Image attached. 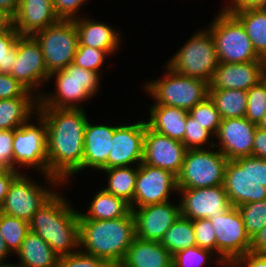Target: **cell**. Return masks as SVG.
Returning <instances> with one entry per match:
<instances>
[{
    "mask_svg": "<svg viewBox=\"0 0 266 267\" xmlns=\"http://www.w3.org/2000/svg\"><path fill=\"white\" fill-rule=\"evenodd\" d=\"M250 252L266 254V225L251 239Z\"/></svg>",
    "mask_w": 266,
    "mask_h": 267,
    "instance_id": "816d5d0a",
    "label": "cell"
},
{
    "mask_svg": "<svg viewBox=\"0 0 266 267\" xmlns=\"http://www.w3.org/2000/svg\"><path fill=\"white\" fill-rule=\"evenodd\" d=\"M88 0H53L54 9L60 20H74L80 17V8Z\"/></svg>",
    "mask_w": 266,
    "mask_h": 267,
    "instance_id": "bcb514c9",
    "label": "cell"
},
{
    "mask_svg": "<svg viewBox=\"0 0 266 267\" xmlns=\"http://www.w3.org/2000/svg\"><path fill=\"white\" fill-rule=\"evenodd\" d=\"M21 171L5 170L0 167V207L8 193V189L12 181L20 174Z\"/></svg>",
    "mask_w": 266,
    "mask_h": 267,
    "instance_id": "681fc988",
    "label": "cell"
},
{
    "mask_svg": "<svg viewBox=\"0 0 266 267\" xmlns=\"http://www.w3.org/2000/svg\"><path fill=\"white\" fill-rule=\"evenodd\" d=\"M116 126L92 125L87 122L84 131V157L82 171L85 168L97 171L107 169V159L110 153L114 129Z\"/></svg>",
    "mask_w": 266,
    "mask_h": 267,
    "instance_id": "603a6c76",
    "label": "cell"
},
{
    "mask_svg": "<svg viewBox=\"0 0 266 267\" xmlns=\"http://www.w3.org/2000/svg\"><path fill=\"white\" fill-rule=\"evenodd\" d=\"M19 0H0V8L13 17L18 9Z\"/></svg>",
    "mask_w": 266,
    "mask_h": 267,
    "instance_id": "f5cc1de1",
    "label": "cell"
},
{
    "mask_svg": "<svg viewBox=\"0 0 266 267\" xmlns=\"http://www.w3.org/2000/svg\"><path fill=\"white\" fill-rule=\"evenodd\" d=\"M33 37L41 47L50 74L73 63L79 44L74 20H60L35 33Z\"/></svg>",
    "mask_w": 266,
    "mask_h": 267,
    "instance_id": "8fae6325",
    "label": "cell"
},
{
    "mask_svg": "<svg viewBox=\"0 0 266 267\" xmlns=\"http://www.w3.org/2000/svg\"><path fill=\"white\" fill-rule=\"evenodd\" d=\"M19 36L13 25L0 31V72L9 73L16 63Z\"/></svg>",
    "mask_w": 266,
    "mask_h": 267,
    "instance_id": "8d00e7d4",
    "label": "cell"
},
{
    "mask_svg": "<svg viewBox=\"0 0 266 267\" xmlns=\"http://www.w3.org/2000/svg\"><path fill=\"white\" fill-rule=\"evenodd\" d=\"M36 124L29 121L19 128L14 129L13 138V162L16 166V171L19 167L37 168L48 181L49 186L58 187L63 185L57 178L48 175L47 166V145H46V125L43 118L37 113L33 118L36 119Z\"/></svg>",
    "mask_w": 266,
    "mask_h": 267,
    "instance_id": "9c48e42d",
    "label": "cell"
},
{
    "mask_svg": "<svg viewBox=\"0 0 266 267\" xmlns=\"http://www.w3.org/2000/svg\"><path fill=\"white\" fill-rule=\"evenodd\" d=\"M11 98H38L8 73L0 72V100Z\"/></svg>",
    "mask_w": 266,
    "mask_h": 267,
    "instance_id": "b9f144b4",
    "label": "cell"
},
{
    "mask_svg": "<svg viewBox=\"0 0 266 267\" xmlns=\"http://www.w3.org/2000/svg\"><path fill=\"white\" fill-rule=\"evenodd\" d=\"M187 149L181 170L177 175L178 189H196L223 185L226 156L219 150Z\"/></svg>",
    "mask_w": 266,
    "mask_h": 267,
    "instance_id": "30bf717a",
    "label": "cell"
},
{
    "mask_svg": "<svg viewBox=\"0 0 266 267\" xmlns=\"http://www.w3.org/2000/svg\"><path fill=\"white\" fill-rule=\"evenodd\" d=\"M162 78L150 80L144 85L154 104L177 107L186 111L191 110L198 103L208 97L209 84L207 81L179 74L167 65Z\"/></svg>",
    "mask_w": 266,
    "mask_h": 267,
    "instance_id": "8992f818",
    "label": "cell"
},
{
    "mask_svg": "<svg viewBox=\"0 0 266 267\" xmlns=\"http://www.w3.org/2000/svg\"><path fill=\"white\" fill-rule=\"evenodd\" d=\"M263 79L266 81V68H265V71H264Z\"/></svg>",
    "mask_w": 266,
    "mask_h": 267,
    "instance_id": "680465c9",
    "label": "cell"
},
{
    "mask_svg": "<svg viewBox=\"0 0 266 267\" xmlns=\"http://www.w3.org/2000/svg\"><path fill=\"white\" fill-rule=\"evenodd\" d=\"M230 267H266V254L247 252L233 262Z\"/></svg>",
    "mask_w": 266,
    "mask_h": 267,
    "instance_id": "7dc6e473",
    "label": "cell"
},
{
    "mask_svg": "<svg viewBox=\"0 0 266 267\" xmlns=\"http://www.w3.org/2000/svg\"><path fill=\"white\" fill-rule=\"evenodd\" d=\"M247 93V109L245 117L258 125L266 113V81L263 79L252 86Z\"/></svg>",
    "mask_w": 266,
    "mask_h": 267,
    "instance_id": "74e56055",
    "label": "cell"
},
{
    "mask_svg": "<svg viewBox=\"0 0 266 267\" xmlns=\"http://www.w3.org/2000/svg\"><path fill=\"white\" fill-rule=\"evenodd\" d=\"M136 237L145 241H158L181 215L180 203L177 205L167 201L164 203L131 208Z\"/></svg>",
    "mask_w": 266,
    "mask_h": 267,
    "instance_id": "d6986e66",
    "label": "cell"
},
{
    "mask_svg": "<svg viewBox=\"0 0 266 267\" xmlns=\"http://www.w3.org/2000/svg\"><path fill=\"white\" fill-rule=\"evenodd\" d=\"M250 239L266 225V199L249 202L238 207Z\"/></svg>",
    "mask_w": 266,
    "mask_h": 267,
    "instance_id": "e575fe53",
    "label": "cell"
},
{
    "mask_svg": "<svg viewBox=\"0 0 266 267\" xmlns=\"http://www.w3.org/2000/svg\"><path fill=\"white\" fill-rule=\"evenodd\" d=\"M173 190L178 191L176 175L141 162L138 165L135 193L130 207L139 208L167 202Z\"/></svg>",
    "mask_w": 266,
    "mask_h": 267,
    "instance_id": "9a60e30c",
    "label": "cell"
},
{
    "mask_svg": "<svg viewBox=\"0 0 266 267\" xmlns=\"http://www.w3.org/2000/svg\"><path fill=\"white\" fill-rule=\"evenodd\" d=\"M196 246L211 250L216 254V235L209 218L193 221Z\"/></svg>",
    "mask_w": 266,
    "mask_h": 267,
    "instance_id": "ee69618b",
    "label": "cell"
},
{
    "mask_svg": "<svg viewBox=\"0 0 266 267\" xmlns=\"http://www.w3.org/2000/svg\"><path fill=\"white\" fill-rule=\"evenodd\" d=\"M30 231L29 222L0 212V232L10 253H16Z\"/></svg>",
    "mask_w": 266,
    "mask_h": 267,
    "instance_id": "836d02e7",
    "label": "cell"
},
{
    "mask_svg": "<svg viewBox=\"0 0 266 267\" xmlns=\"http://www.w3.org/2000/svg\"><path fill=\"white\" fill-rule=\"evenodd\" d=\"M100 171H104L108 176L107 187L103 189L131 204L135 193L138 165L136 167H113Z\"/></svg>",
    "mask_w": 266,
    "mask_h": 267,
    "instance_id": "1f68e13d",
    "label": "cell"
},
{
    "mask_svg": "<svg viewBox=\"0 0 266 267\" xmlns=\"http://www.w3.org/2000/svg\"><path fill=\"white\" fill-rule=\"evenodd\" d=\"M13 138L14 130L0 131V167L5 170L16 171L13 162Z\"/></svg>",
    "mask_w": 266,
    "mask_h": 267,
    "instance_id": "f6af8a7d",
    "label": "cell"
},
{
    "mask_svg": "<svg viewBox=\"0 0 266 267\" xmlns=\"http://www.w3.org/2000/svg\"><path fill=\"white\" fill-rule=\"evenodd\" d=\"M57 267H113L106 260L77 251L59 256Z\"/></svg>",
    "mask_w": 266,
    "mask_h": 267,
    "instance_id": "7bdbcfd3",
    "label": "cell"
},
{
    "mask_svg": "<svg viewBox=\"0 0 266 267\" xmlns=\"http://www.w3.org/2000/svg\"><path fill=\"white\" fill-rule=\"evenodd\" d=\"M181 216L192 221L222 215L232 207L223 185L178 189Z\"/></svg>",
    "mask_w": 266,
    "mask_h": 267,
    "instance_id": "2e32d148",
    "label": "cell"
},
{
    "mask_svg": "<svg viewBox=\"0 0 266 267\" xmlns=\"http://www.w3.org/2000/svg\"><path fill=\"white\" fill-rule=\"evenodd\" d=\"M0 267H22L20 264H9V263H5V262H1L0 263Z\"/></svg>",
    "mask_w": 266,
    "mask_h": 267,
    "instance_id": "6f0895ef",
    "label": "cell"
},
{
    "mask_svg": "<svg viewBox=\"0 0 266 267\" xmlns=\"http://www.w3.org/2000/svg\"><path fill=\"white\" fill-rule=\"evenodd\" d=\"M208 96L213 101L222 119L245 117L247 93L245 90L209 89Z\"/></svg>",
    "mask_w": 266,
    "mask_h": 267,
    "instance_id": "4dcf8cb0",
    "label": "cell"
},
{
    "mask_svg": "<svg viewBox=\"0 0 266 267\" xmlns=\"http://www.w3.org/2000/svg\"><path fill=\"white\" fill-rule=\"evenodd\" d=\"M170 69L186 77L211 80L219 60L208 28L200 29L166 62Z\"/></svg>",
    "mask_w": 266,
    "mask_h": 267,
    "instance_id": "ba28073f",
    "label": "cell"
},
{
    "mask_svg": "<svg viewBox=\"0 0 266 267\" xmlns=\"http://www.w3.org/2000/svg\"><path fill=\"white\" fill-rule=\"evenodd\" d=\"M188 114L212 135L217 134L222 118L209 96L189 110Z\"/></svg>",
    "mask_w": 266,
    "mask_h": 267,
    "instance_id": "d590c367",
    "label": "cell"
},
{
    "mask_svg": "<svg viewBox=\"0 0 266 267\" xmlns=\"http://www.w3.org/2000/svg\"><path fill=\"white\" fill-rule=\"evenodd\" d=\"M12 25V17L0 8V31L8 29Z\"/></svg>",
    "mask_w": 266,
    "mask_h": 267,
    "instance_id": "db71d44e",
    "label": "cell"
},
{
    "mask_svg": "<svg viewBox=\"0 0 266 267\" xmlns=\"http://www.w3.org/2000/svg\"><path fill=\"white\" fill-rule=\"evenodd\" d=\"M8 74L36 96L41 95L37 90H40L41 83L48 82L50 73L45 66L41 47L33 36H19L16 63Z\"/></svg>",
    "mask_w": 266,
    "mask_h": 267,
    "instance_id": "5bb4252c",
    "label": "cell"
},
{
    "mask_svg": "<svg viewBox=\"0 0 266 267\" xmlns=\"http://www.w3.org/2000/svg\"><path fill=\"white\" fill-rule=\"evenodd\" d=\"M37 113L46 125L48 175L64 185L82 171L88 117L83 108H38Z\"/></svg>",
    "mask_w": 266,
    "mask_h": 267,
    "instance_id": "6da1fadb",
    "label": "cell"
},
{
    "mask_svg": "<svg viewBox=\"0 0 266 267\" xmlns=\"http://www.w3.org/2000/svg\"><path fill=\"white\" fill-rule=\"evenodd\" d=\"M135 238L132 210L122 218L79 219L80 251L106 260L113 267H118L122 263Z\"/></svg>",
    "mask_w": 266,
    "mask_h": 267,
    "instance_id": "7a4b0ae2",
    "label": "cell"
},
{
    "mask_svg": "<svg viewBox=\"0 0 266 267\" xmlns=\"http://www.w3.org/2000/svg\"><path fill=\"white\" fill-rule=\"evenodd\" d=\"M256 128L246 117L222 119L214 148L218 147L228 160L251 156Z\"/></svg>",
    "mask_w": 266,
    "mask_h": 267,
    "instance_id": "ffe728a7",
    "label": "cell"
},
{
    "mask_svg": "<svg viewBox=\"0 0 266 267\" xmlns=\"http://www.w3.org/2000/svg\"><path fill=\"white\" fill-rule=\"evenodd\" d=\"M107 56L110 55L105 50L90 46H78L73 64L83 69L100 73Z\"/></svg>",
    "mask_w": 266,
    "mask_h": 267,
    "instance_id": "60d3db41",
    "label": "cell"
},
{
    "mask_svg": "<svg viewBox=\"0 0 266 267\" xmlns=\"http://www.w3.org/2000/svg\"><path fill=\"white\" fill-rule=\"evenodd\" d=\"M219 62L245 63L264 60L255 51L242 23L222 9L210 23Z\"/></svg>",
    "mask_w": 266,
    "mask_h": 267,
    "instance_id": "52a82bcc",
    "label": "cell"
},
{
    "mask_svg": "<svg viewBox=\"0 0 266 267\" xmlns=\"http://www.w3.org/2000/svg\"><path fill=\"white\" fill-rule=\"evenodd\" d=\"M223 187L232 206L266 199V160L256 156L228 160Z\"/></svg>",
    "mask_w": 266,
    "mask_h": 267,
    "instance_id": "5b68a950",
    "label": "cell"
},
{
    "mask_svg": "<svg viewBox=\"0 0 266 267\" xmlns=\"http://www.w3.org/2000/svg\"><path fill=\"white\" fill-rule=\"evenodd\" d=\"M118 267H173L172 254L158 241L136 237Z\"/></svg>",
    "mask_w": 266,
    "mask_h": 267,
    "instance_id": "d4e9b609",
    "label": "cell"
},
{
    "mask_svg": "<svg viewBox=\"0 0 266 267\" xmlns=\"http://www.w3.org/2000/svg\"><path fill=\"white\" fill-rule=\"evenodd\" d=\"M38 104V98L0 100V131L14 130L30 121L31 115L37 114Z\"/></svg>",
    "mask_w": 266,
    "mask_h": 267,
    "instance_id": "83f0119b",
    "label": "cell"
},
{
    "mask_svg": "<svg viewBox=\"0 0 266 267\" xmlns=\"http://www.w3.org/2000/svg\"><path fill=\"white\" fill-rule=\"evenodd\" d=\"M11 253L7 249L5 242L3 240V237L0 232V263L4 262L7 256H9Z\"/></svg>",
    "mask_w": 266,
    "mask_h": 267,
    "instance_id": "11a10c76",
    "label": "cell"
},
{
    "mask_svg": "<svg viewBox=\"0 0 266 267\" xmlns=\"http://www.w3.org/2000/svg\"><path fill=\"white\" fill-rule=\"evenodd\" d=\"M130 211V204L124 199L102 189L94 195L88 211L79 212V219H116L125 217Z\"/></svg>",
    "mask_w": 266,
    "mask_h": 267,
    "instance_id": "f1b7e54d",
    "label": "cell"
},
{
    "mask_svg": "<svg viewBox=\"0 0 266 267\" xmlns=\"http://www.w3.org/2000/svg\"><path fill=\"white\" fill-rule=\"evenodd\" d=\"M87 18L80 16L74 19L78 32V46L98 48L105 50L109 55H113L119 49L121 40L119 31L106 23Z\"/></svg>",
    "mask_w": 266,
    "mask_h": 267,
    "instance_id": "cb8c5ba5",
    "label": "cell"
},
{
    "mask_svg": "<svg viewBox=\"0 0 266 267\" xmlns=\"http://www.w3.org/2000/svg\"><path fill=\"white\" fill-rule=\"evenodd\" d=\"M252 155L266 160V130L258 126L254 135Z\"/></svg>",
    "mask_w": 266,
    "mask_h": 267,
    "instance_id": "f907efd6",
    "label": "cell"
},
{
    "mask_svg": "<svg viewBox=\"0 0 266 267\" xmlns=\"http://www.w3.org/2000/svg\"><path fill=\"white\" fill-rule=\"evenodd\" d=\"M232 14L242 23L256 53L266 60V8L245 9Z\"/></svg>",
    "mask_w": 266,
    "mask_h": 267,
    "instance_id": "f546056e",
    "label": "cell"
},
{
    "mask_svg": "<svg viewBox=\"0 0 266 267\" xmlns=\"http://www.w3.org/2000/svg\"><path fill=\"white\" fill-rule=\"evenodd\" d=\"M145 121L134 124L116 125L111 150L107 159V169L128 167L143 162Z\"/></svg>",
    "mask_w": 266,
    "mask_h": 267,
    "instance_id": "e0dca14e",
    "label": "cell"
},
{
    "mask_svg": "<svg viewBox=\"0 0 266 267\" xmlns=\"http://www.w3.org/2000/svg\"><path fill=\"white\" fill-rule=\"evenodd\" d=\"M160 244L172 255L189 247L196 246L193 221L179 216L175 223L166 231Z\"/></svg>",
    "mask_w": 266,
    "mask_h": 267,
    "instance_id": "d6a6232c",
    "label": "cell"
},
{
    "mask_svg": "<svg viewBox=\"0 0 266 267\" xmlns=\"http://www.w3.org/2000/svg\"><path fill=\"white\" fill-rule=\"evenodd\" d=\"M68 204L62 194L56 192L29 221L30 230L49 244L58 256L80 250L79 211Z\"/></svg>",
    "mask_w": 266,
    "mask_h": 267,
    "instance_id": "3957f363",
    "label": "cell"
},
{
    "mask_svg": "<svg viewBox=\"0 0 266 267\" xmlns=\"http://www.w3.org/2000/svg\"><path fill=\"white\" fill-rule=\"evenodd\" d=\"M259 128L265 129L266 130V113L264 114L262 120L260 123L257 125Z\"/></svg>",
    "mask_w": 266,
    "mask_h": 267,
    "instance_id": "9f6ffc18",
    "label": "cell"
},
{
    "mask_svg": "<svg viewBox=\"0 0 266 267\" xmlns=\"http://www.w3.org/2000/svg\"><path fill=\"white\" fill-rule=\"evenodd\" d=\"M231 3L222 8L223 11L232 13L245 9L266 8V0H231Z\"/></svg>",
    "mask_w": 266,
    "mask_h": 267,
    "instance_id": "c3c4849f",
    "label": "cell"
},
{
    "mask_svg": "<svg viewBox=\"0 0 266 267\" xmlns=\"http://www.w3.org/2000/svg\"><path fill=\"white\" fill-rule=\"evenodd\" d=\"M211 136V139H210ZM211 140V142H210ZM182 143L187 149L204 148V144H208V148L214 147L212 134L195 121L189 114L187 115L186 129ZM203 146V147H202Z\"/></svg>",
    "mask_w": 266,
    "mask_h": 267,
    "instance_id": "ab89813d",
    "label": "cell"
},
{
    "mask_svg": "<svg viewBox=\"0 0 266 267\" xmlns=\"http://www.w3.org/2000/svg\"><path fill=\"white\" fill-rule=\"evenodd\" d=\"M209 219L216 235L218 265L229 267L238 258L250 252L251 239L246 232L238 207L232 206L222 215Z\"/></svg>",
    "mask_w": 266,
    "mask_h": 267,
    "instance_id": "7c38bea8",
    "label": "cell"
},
{
    "mask_svg": "<svg viewBox=\"0 0 266 267\" xmlns=\"http://www.w3.org/2000/svg\"><path fill=\"white\" fill-rule=\"evenodd\" d=\"M147 126L171 139L183 141L188 111L166 105L153 104Z\"/></svg>",
    "mask_w": 266,
    "mask_h": 267,
    "instance_id": "484cf974",
    "label": "cell"
},
{
    "mask_svg": "<svg viewBox=\"0 0 266 267\" xmlns=\"http://www.w3.org/2000/svg\"><path fill=\"white\" fill-rule=\"evenodd\" d=\"M186 146L150 129L145 120L143 163L178 175L184 162Z\"/></svg>",
    "mask_w": 266,
    "mask_h": 267,
    "instance_id": "ac0fdd59",
    "label": "cell"
},
{
    "mask_svg": "<svg viewBox=\"0 0 266 267\" xmlns=\"http://www.w3.org/2000/svg\"><path fill=\"white\" fill-rule=\"evenodd\" d=\"M22 267H57L58 254L40 236L29 231L16 252Z\"/></svg>",
    "mask_w": 266,
    "mask_h": 267,
    "instance_id": "4316f807",
    "label": "cell"
},
{
    "mask_svg": "<svg viewBox=\"0 0 266 267\" xmlns=\"http://www.w3.org/2000/svg\"><path fill=\"white\" fill-rule=\"evenodd\" d=\"M266 60L245 63L219 62L211 80L209 89L249 90L263 80Z\"/></svg>",
    "mask_w": 266,
    "mask_h": 267,
    "instance_id": "44dd1931",
    "label": "cell"
},
{
    "mask_svg": "<svg viewBox=\"0 0 266 267\" xmlns=\"http://www.w3.org/2000/svg\"><path fill=\"white\" fill-rule=\"evenodd\" d=\"M214 255L211 250L193 246L172 255V263L173 267H204Z\"/></svg>",
    "mask_w": 266,
    "mask_h": 267,
    "instance_id": "f35d334b",
    "label": "cell"
},
{
    "mask_svg": "<svg viewBox=\"0 0 266 267\" xmlns=\"http://www.w3.org/2000/svg\"><path fill=\"white\" fill-rule=\"evenodd\" d=\"M60 21L53 0H19L12 25L22 36H33Z\"/></svg>",
    "mask_w": 266,
    "mask_h": 267,
    "instance_id": "7402d4cb",
    "label": "cell"
},
{
    "mask_svg": "<svg viewBox=\"0 0 266 267\" xmlns=\"http://www.w3.org/2000/svg\"><path fill=\"white\" fill-rule=\"evenodd\" d=\"M44 186L33 182L24 172L20 173L10 184L0 212L29 222L34 213L56 193Z\"/></svg>",
    "mask_w": 266,
    "mask_h": 267,
    "instance_id": "4fadbf2b",
    "label": "cell"
},
{
    "mask_svg": "<svg viewBox=\"0 0 266 267\" xmlns=\"http://www.w3.org/2000/svg\"><path fill=\"white\" fill-rule=\"evenodd\" d=\"M100 73L83 69L71 63L64 69L52 72L49 80L55 78L56 92L38 97V108L79 109L83 101L96 95L101 78Z\"/></svg>",
    "mask_w": 266,
    "mask_h": 267,
    "instance_id": "277c9868",
    "label": "cell"
}]
</instances>
